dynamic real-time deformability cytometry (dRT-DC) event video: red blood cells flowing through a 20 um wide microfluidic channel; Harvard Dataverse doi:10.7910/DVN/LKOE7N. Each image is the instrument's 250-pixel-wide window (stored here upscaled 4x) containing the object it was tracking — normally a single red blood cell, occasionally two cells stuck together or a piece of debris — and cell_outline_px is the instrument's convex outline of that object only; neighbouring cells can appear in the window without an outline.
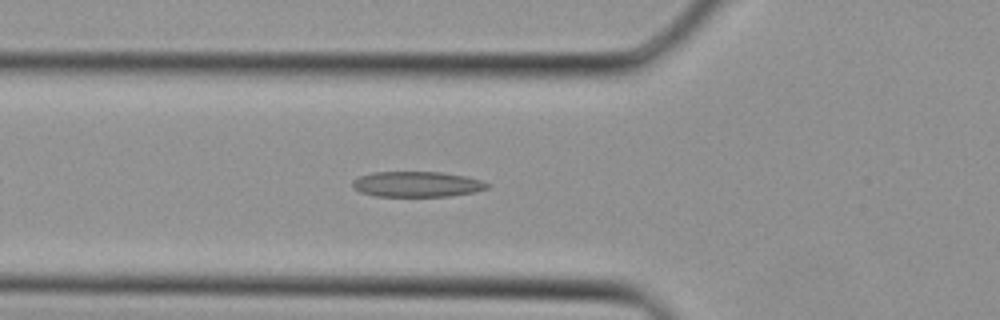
{"species": "Egyptian fruit bat (a non-hibernating species)", "species_latin": "Rousettus aegyptiacus", "temperature_condition": "cold", "stored_images_in_passage": 32, "camera_frame_rate_fps": 3000, "um_per_image_px": 0.085, "animal": {"sex": "female"}, "frame": {"image": 1, "passage_image": 10, "time_ms": 3.0, "image_size_px": [1000, 320], "cell_outline_px": [[488, 188], [476, 192], [448, 196], [376, 196], [360, 192], [352, 188], [352, 180], [360, 176], [372, 172], [440, 172], [464, 176], [484, 180], [488, 184]], "centroid_in_image_um": [35.43, 15.66], "position_along_channel_um": 90.4, "area_um2": 20.06}}
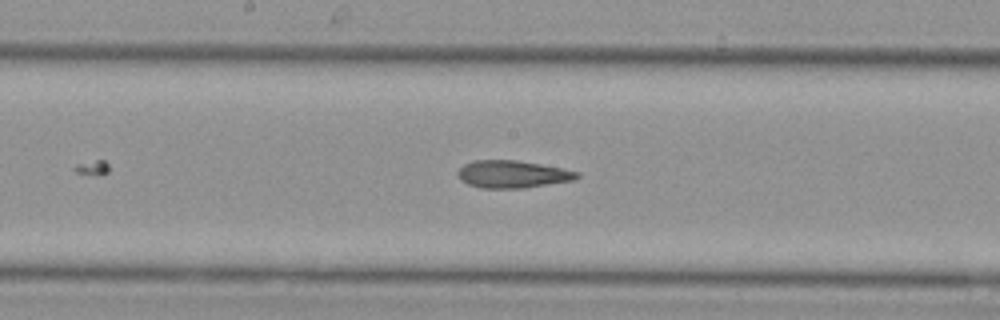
{"frame": {"image": 2, "passage_image": 16, "time_ms": 5.0, "image_size_px": [1000, 320], "cell_outline_px": [[580, 176], [576, 180], [524, 188], [484, 188], [468, 184], [460, 180], [456, 172], [464, 164], [472, 160], [516, 160], [564, 168], [580, 172]], "centroid_in_image_um": [43.59, 14.8], "position_along_channel_um": 204.6, "area_um2": 19.25}}
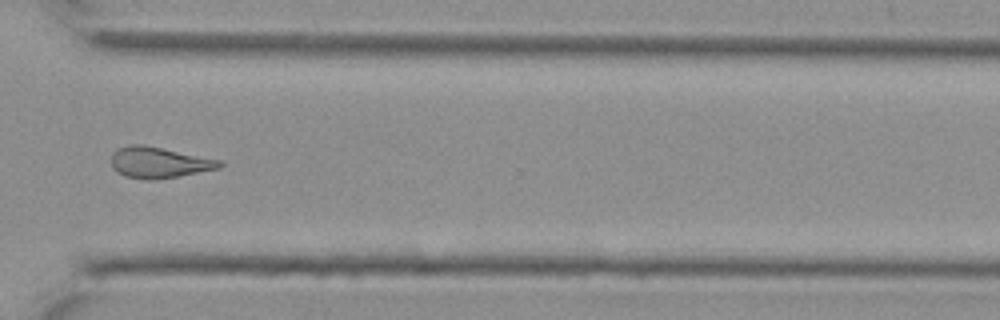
{"frame": {"image": 3, "passage_image": 24, "time_ms": 7.667, "image_size_px": [1000, 320], "cell_outline_px": [[224, 164], [220, 168], [176, 176], [152, 180], [124, 176], [116, 172], [112, 168], [112, 152], [116, 148], [132, 144], [144, 144], [220, 160]], "centroid_in_image_um": [13.47, 13.8], "position_along_channel_um": 357.1, "area_um2": 19.48}}